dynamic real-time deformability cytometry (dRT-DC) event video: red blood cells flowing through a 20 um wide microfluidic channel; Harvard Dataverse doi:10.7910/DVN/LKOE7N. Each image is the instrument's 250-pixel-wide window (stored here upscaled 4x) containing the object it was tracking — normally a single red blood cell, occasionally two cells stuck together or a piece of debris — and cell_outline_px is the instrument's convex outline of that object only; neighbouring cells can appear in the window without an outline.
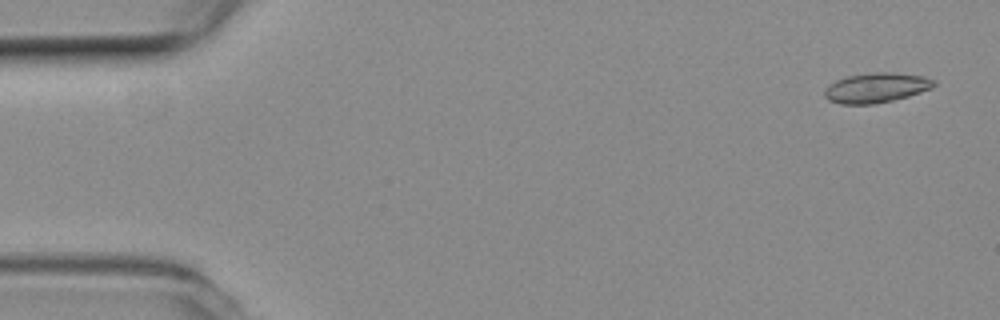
{"species": "common noctule bat (a hibernating species)", "species_latin": "Nyctalus noctula", "temperature_condition": "room temperature", "stored_images_in_passage": 10, "camera_frame_rate_fps": 3000, "um_per_image_px": 0.085, "animal": {"sex": "female", "body_mass_g": 19.3, "forearm_length_mm": 54.1}, "frame": {"image": 1, "passage_image": 2, "time_ms": 0.333, "image_size_px": [1000, 320], "cell_outline_px": [[936, 84], [932, 88], [908, 96], [892, 100], [872, 104], [840, 104], [828, 100], [824, 96], [824, 92], [828, 84], [836, 80], [848, 76], [876, 72], [892, 72], [924, 76], [936, 80]], "centroid_in_image_um": [74.48, 7.45], "position_along_channel_um": 10.5, "area_um2": 19.02}}